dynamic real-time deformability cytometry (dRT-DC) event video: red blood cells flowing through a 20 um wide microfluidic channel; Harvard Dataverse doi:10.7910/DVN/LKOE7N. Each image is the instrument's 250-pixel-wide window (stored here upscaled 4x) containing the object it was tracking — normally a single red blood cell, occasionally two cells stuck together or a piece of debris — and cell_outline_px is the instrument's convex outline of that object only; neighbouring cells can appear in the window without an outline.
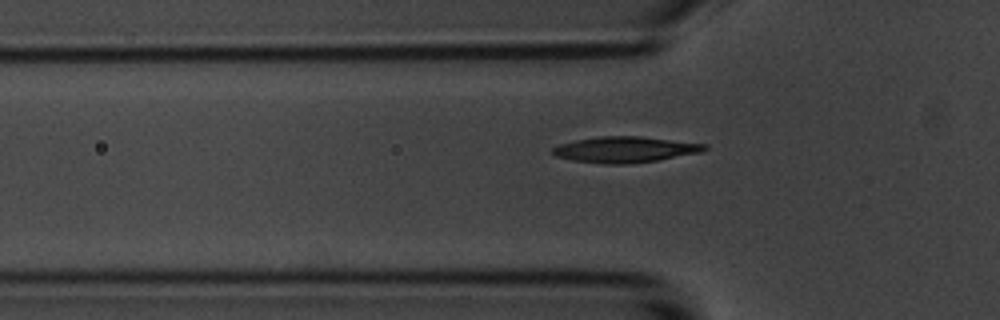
{"species": "common noctule bat (a hibernating species)", "species_latin": "Nyctalus noctula", "temperature_condition": "room temperature", "stored_images_in_passage": 41, "camera_frame_rate_fps": 3000, "um_per_image_px": 0.085, "animal": {"sex": "male", "body_mass_g": 20.1, "forearm_length_mm": 53.5}, "frame": {"image": 1, "passage_image": 9, "time_ms": 2.667, "image_size_px": [1000, 320], "cell_outline_px": [[708, 148], [700, 152], [656, 160], [628, 164], [604, 164], [572, 160], [556, 156], [552, 152], [552, 148], [560, 144], [576, 140], [600, 136], [640, 136], [708, 144]], "centroid_in_image_um": [53.12, 12.71], "position_along_channel_um": 72.7, "area_um2": 22.77}}
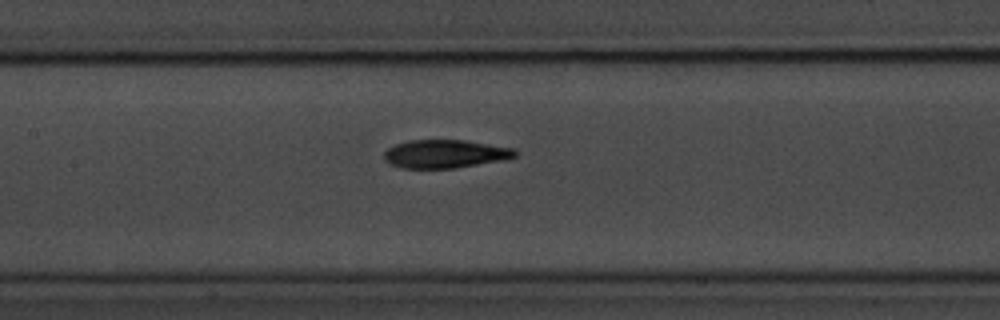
{"frame": {"image": 2, "passage_image": 17, "time_ms": 5.333, "image_size_px": [1000, 320], "cell_outline_px": [[516, 156], [504, 160], [452, 168], [404, 168], [392, 164], [384, 156], [384, 152], [388, 148], [396, 144], [408, 140], [464, 140], [516, 148]], "centroid_in_image_um": [37.87, 13.07], "position_along_channel_um": 169.5, "area_um2": 21.39}}
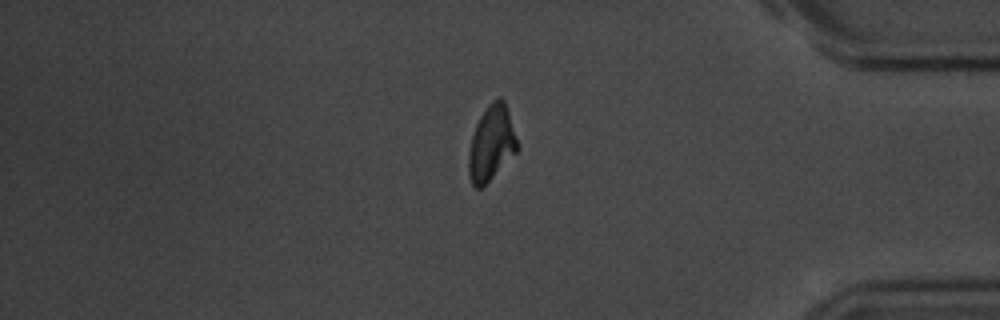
{"frame": {"image": 3, "passage_image": 38, "time_ms": 12.333, "image_size_px": [1000, 320], "cell_outline_px": [[520, 148], [480, 188], [476, 188], [472, 184], [468, 176], [468, 152], [472, 136], [476, 124], [480, 116], [488, 104], [492, 100], [500, 96], [504, 100]], "centroid_in_image_um": [41.75, 12.15], "position_along_channel_um": 393.4, "area_um2": 21.04}, "authors_computed_cell_mechanics": {"area_um2": 21.5016, "velocity_mm_per_s": 3.5967, "shape_relaxation_time_tau1_ms": 6.8417, "shape_relaxation_time_tau2_ms": 1.397, "deformation_change_tau1": 0.2137, "deformation_change_tau2": 0.0725}}